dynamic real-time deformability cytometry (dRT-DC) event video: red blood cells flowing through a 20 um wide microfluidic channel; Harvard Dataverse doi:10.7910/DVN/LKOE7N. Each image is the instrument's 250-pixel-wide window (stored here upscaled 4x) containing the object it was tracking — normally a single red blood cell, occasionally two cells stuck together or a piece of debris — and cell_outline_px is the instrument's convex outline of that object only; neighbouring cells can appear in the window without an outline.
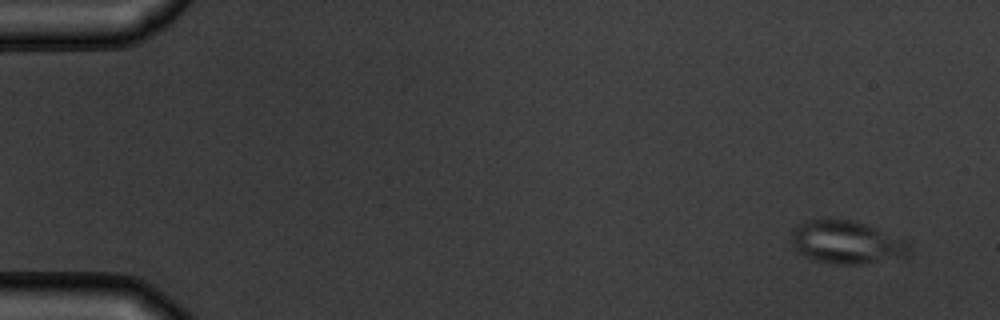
{"species": "common noctule bat (a hibernating species)", "species_latin": "Nyctalus noctula", "temperature_condition": "warm", "stored_images_in_passage": 6, "camera_frame_rate_fps": 3000, "um_per_image_px": 0.085, "animal": {"sex": "male", "body_mass_g": 19.5, "forearm_length_mm": 54.6}, "frame": {"image": 1, "passage_image": 1, "time_ms": 0.0, "image_size_px": [1000, 320], "cell_outline_px": [[912, 248], [908, 256], [864, 264], [836, 264], [816, 260], [804, 256], [792, 244], [792, 228], [804, 220], [856, 220], [908, 240], [912, 244]], "centroid_in_image_um": [72.03, 20.59], "position_along_channel_um": 13.0, "area_um2": 29.77}}